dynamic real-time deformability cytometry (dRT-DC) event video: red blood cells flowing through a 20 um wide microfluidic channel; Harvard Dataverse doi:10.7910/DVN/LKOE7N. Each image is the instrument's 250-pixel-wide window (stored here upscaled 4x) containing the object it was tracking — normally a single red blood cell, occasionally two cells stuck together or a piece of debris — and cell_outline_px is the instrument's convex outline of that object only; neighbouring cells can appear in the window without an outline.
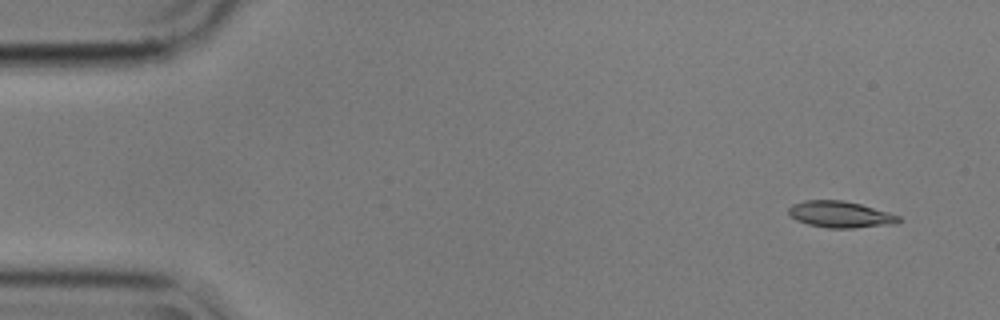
{"species": "common noctule bat (a hibernating species)", "species_latin": "Nyctalus noctula", "temperature_condition": "cold", "stored_images_in_passage": 9, "camera_frame_rate_fps": 3000, "um_per_image_px": 0.085, "animal": {"sex": "male", "body_mass_g": 17.9}, "frame": {"image": 1, "passage_image": 1, "time_ms": 0.0, "image_size_px": [1000, 320], "cell_outline_px": [[900, 220], [896, 224], [852, 228], [828, 228], [808, 224], [796, 220], [788, 212], [788, 208], [792, 204], [804, 200], [844, 200], [860, 204], [888, 212], [900, 216]], "centroid_in_image_um": [71.42, 18.22], "position_along_channel_um": 13.6, "area_um2": 16.94}}
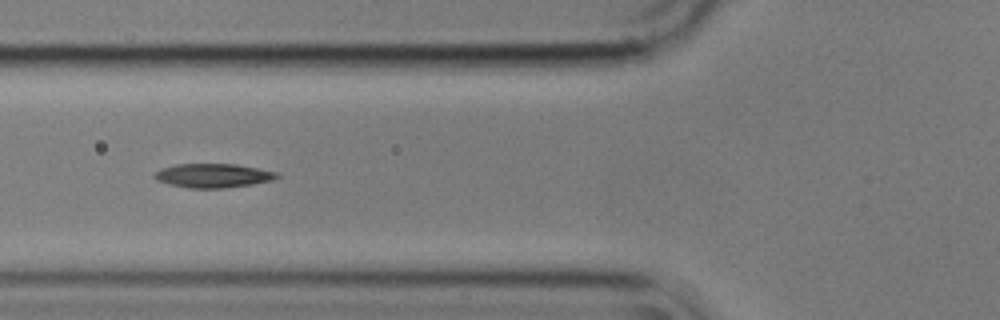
{"frame": {"image": 2, "passage_image": 6, "time_ms": 1.667, "image_size_px": [1000, 320], "cell_outline_px": [[280, 176], [272, 180], [252, 184], [224, 188], [188, 188], [168, 184], [156, 180], [152, 176], [160, 168], [176, 164], [236, 164], [280, 172]], "centroid_in_image_um": [18.11, 14.92], "position_along_channel_um": 107.7, "area_um2": 17.28}}
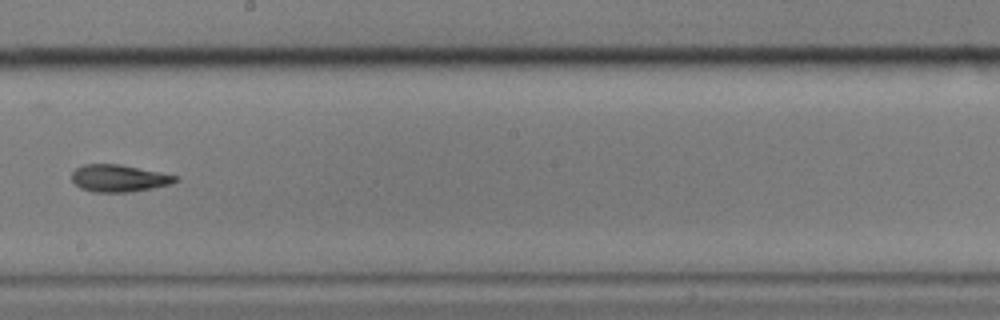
{"frame": {"image": 3, "passage_image": 9, "time_ms": 2.667, "image_size_px": [1000, 320], "cell_outline_px": [[180, 180], [172, 184], [132, 192], [92, 192], [80, 188], [72, 180], [72, 172], [76, 168], [84, 164], [120, 164], [180, 176]], "centroid_in_image_um": [10.15, 15.15], "position_along_channel_um": 238.1, "area_um2": 16.59}}